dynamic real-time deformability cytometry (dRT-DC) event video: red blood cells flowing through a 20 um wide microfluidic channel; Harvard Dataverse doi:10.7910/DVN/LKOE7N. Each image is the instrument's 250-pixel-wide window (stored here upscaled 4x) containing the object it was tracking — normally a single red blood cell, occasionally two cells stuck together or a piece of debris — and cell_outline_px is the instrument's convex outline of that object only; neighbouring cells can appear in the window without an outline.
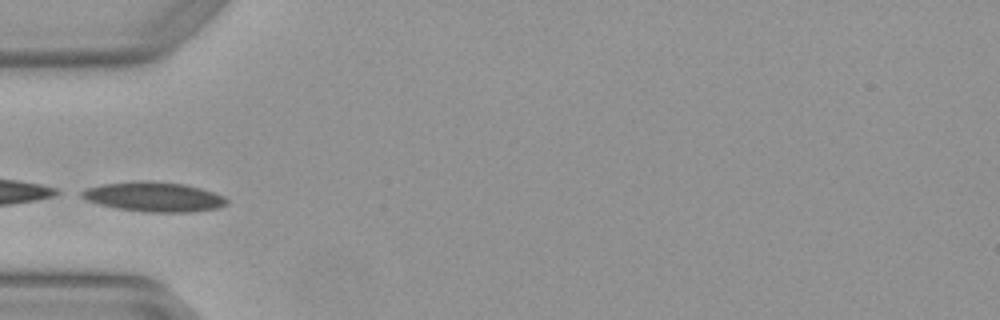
{"species": "Egyptian fruit bat (a non-hibernating species)", "species_latin": "Rousettus aegyptiacus", "temperature_condition": "warm", "stored_images_in_passage": 2, "camera_frame_rate_fps": 3000, "um_per_image_px": 0.085, "animal": {"sex": "female"}, "frame": {"image": 1, "passage_image": 1, "time_ms": 0.0, "image_size_px": [1000, 320], "cell_outline_px": [[228, 204], [216, 208], [188, 212], [144, 212], [116, 208], [100, 204], [88, 200], [80, 196], [76, 192], [84, 188], [100, 184], [136, 180], [152, 180], [184, 184], [200, 188], [224, 196], [228, 200]], "centroid_in_image_um": [13.01, 16.71], "position_along_channel_um": 72.0, "area_um2": 25.37}}
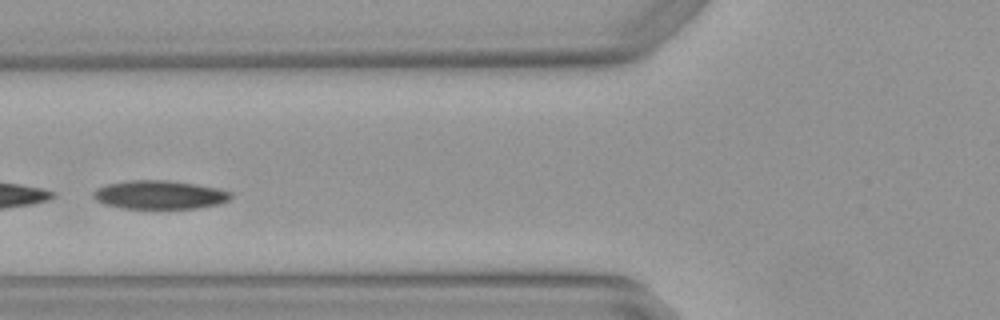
{"frame": {"image": 2, "passage_image": 2, "time_ms": 0.333, "image_size_px": [1000, 320], "cell_outline_px": [[232, 196], [228, 200], [220, 204], [196, 208], [120, 208], [104, 204], [96, 200], [92, 196], [92, 192], [96, 188], [108, 184], [128, 180], [168, 180], [196, 184], [216, 188], [232, 192]], "centroid_in_image_um": [13.54, 16.55], "position_along_channel_um": 112.3, "area_um2": 22.95}}